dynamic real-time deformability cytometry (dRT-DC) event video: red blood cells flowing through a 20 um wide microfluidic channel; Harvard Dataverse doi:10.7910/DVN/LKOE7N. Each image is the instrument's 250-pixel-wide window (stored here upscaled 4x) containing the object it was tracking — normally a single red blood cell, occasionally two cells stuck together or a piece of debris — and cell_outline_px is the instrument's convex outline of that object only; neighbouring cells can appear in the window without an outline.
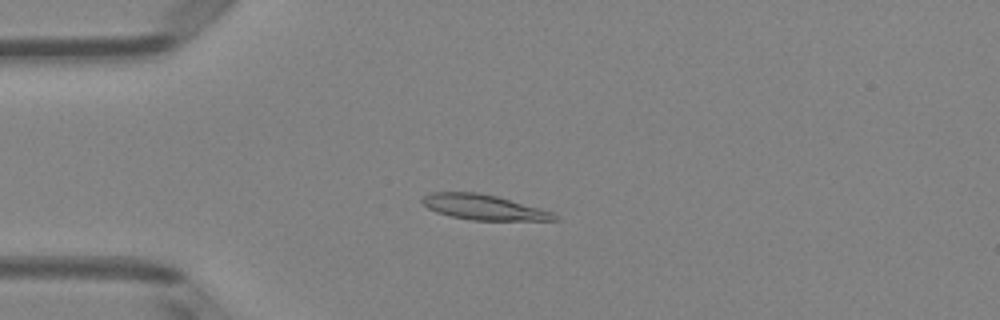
{"species": "Egyptian fruit bat (a non-hibernating species)", "species_latin": "Rousettus aegyptiacus", "temperature_condition": "room temperature", "stored_images_in_passage": 50, "camera_frame_rate_fps": 3000, "um_per_image_px": 0.085, "animal": {"sex": "female"}, "frame": {"image": 1, "passage_image": 13, "time_ms": 4.0, "image_size_px": [1000, 320], "cell_outline_px": [[560, 220], [472, 220], [452, 216], [436, 212], [428, 208], [420, 200], [424, 196], [432, 192], [476, 192], [496, 196], [540, 208], [552, 212]], "centroid_in_image_um": [41.09, 17.61], "position_along_channel_um": 43.9, "area_um2": 19.13}}
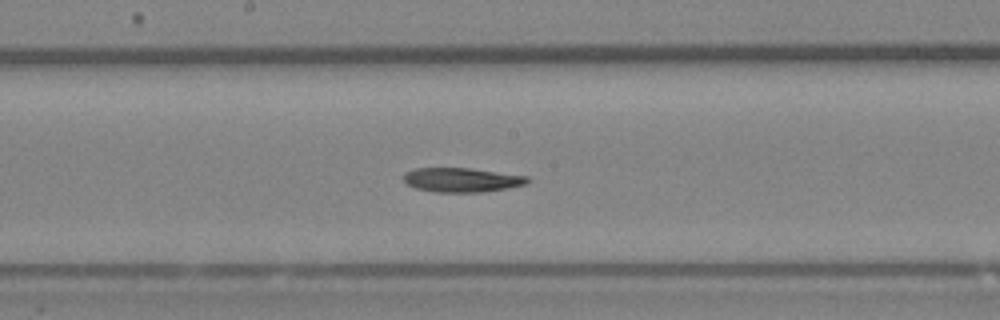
{"frame": {"image": 2, "passage_image": 27, "time_ms": 8.667, "image_size_px": [1000, 320], "cell_outline_px": [[532, 180], [528, 184], [508, 188], [484, 192], [436, 192], [416, 188], [408, 184], [404, 180], [404, 176], [408, 172], [416, 168], [472, 168], [528, 176]], "centroid_in_image_um": [39.34, 15.29], "position_along_channel_um": 208.9, "area_um2": 17.57}}
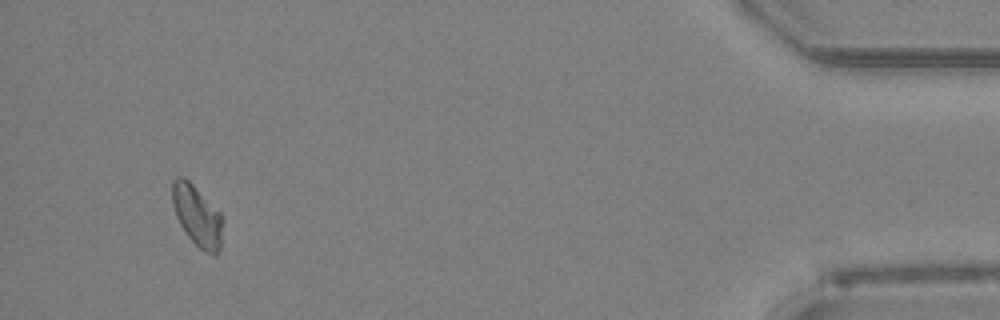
{"frame": {"image": 3, "passage_image": 48, "time_ms": 15.667, "image_size_px": [1000, 320], "cell_outline_px": [[224, 220], [220, 248], [216, 256], [212, 256], [204, 252], [188, 236], [180, 224], [176, 216], [172, 204], [172, 180], [176, 176], [184, 176], [220, 212]], "centroid_in_image_um": [16.77, 18.35], "position_along_channel_um": 418.4, "area_um2": 18.03}}